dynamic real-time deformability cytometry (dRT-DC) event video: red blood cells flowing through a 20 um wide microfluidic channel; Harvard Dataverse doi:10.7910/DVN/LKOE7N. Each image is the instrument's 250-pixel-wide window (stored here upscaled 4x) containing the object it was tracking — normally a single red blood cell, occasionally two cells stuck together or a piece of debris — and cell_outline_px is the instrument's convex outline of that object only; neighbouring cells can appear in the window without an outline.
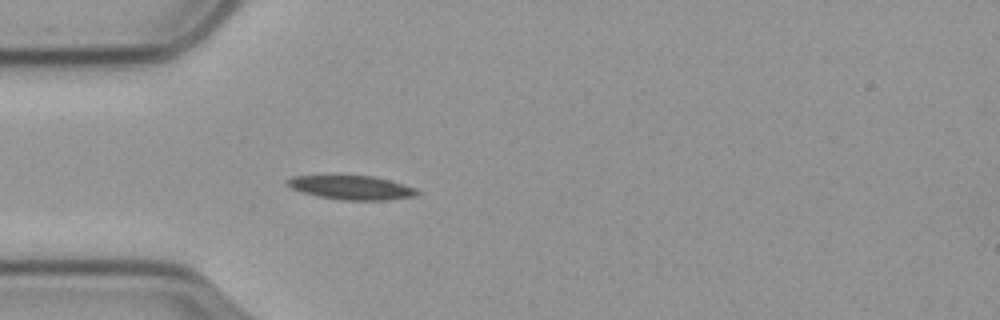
{"species": "common noctule bat (a hibernating species)", "species_latin": "Nyctalus noctula", "temperature_condition": "cold", "stored_images_in_passage": 42, "camera_frame_rate_fps": 3000, "um_per_image_px": 0.085, "animal": {"sex": "male", "body_mass_g": 23.1, "forearm_length_mm": 52.7}, "frame": {"image": 1, "passage_image": 1, "time_ms": 0.0, "image_size_px": [1000, 320], "cell_outline_px": [[420, 192], [416, 196], [388, 200], [340, 200], [316, 196], [300, 192], [284, 184], [284, 180], [292, 176], [372, 176], [388, 180], [416, 188]], "centroid_in_image_um": [29.83, 15.95], "position_along_channel_um": 55.2, "area_um2": 18.21}}
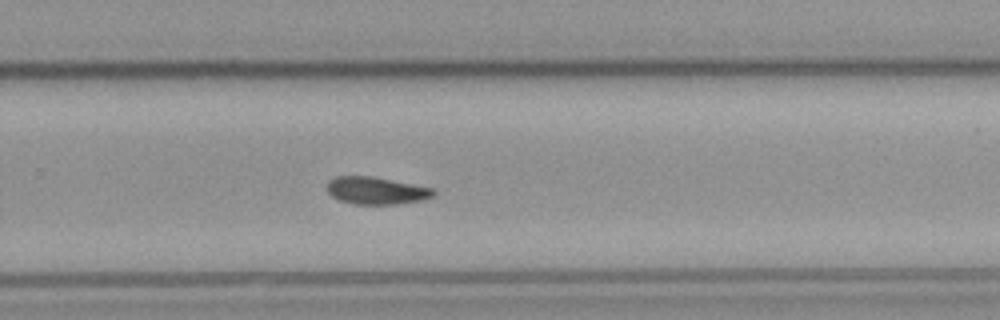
{"frame": {"image": 2, "passage_image": 22, "time_ms": 7.0, "image_size_px": [1000, 320], "cell_outline_px": [[436, 192], [432, 196], [424, 200], [396, 204], [352, 204], [340, 200], [332, 196], [328, 192], [328, 180], [332, 176], [372, 176], [432, 188]], "centroid_in_image_um": [31.95, 16.2], "position_along_channel_um": 297.8, "area_um2": 16.94}}
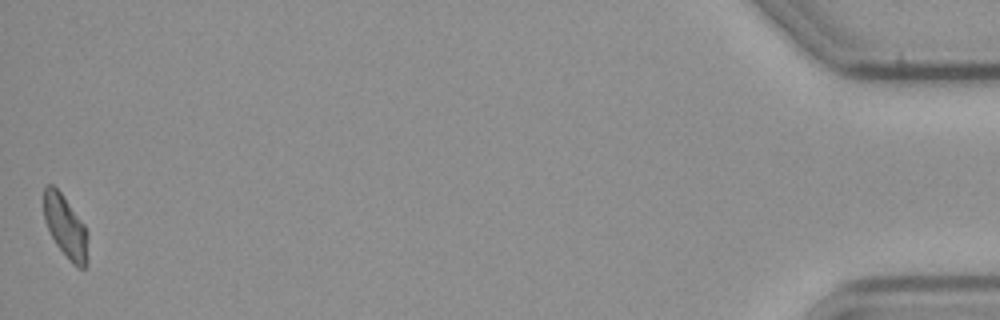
{"frame": {"image": 3, "passage_image": 42, "time_ms": 13.667, "image_size_px": [1000, 320], "cell_outline_px": [[88, 264], [84, 268], [80, 268], [72, 264], [56, 244], [44, 220], [44, 188], [48, 184], [52, 184], [60, 192], [84, 224], [88, 232]], "centroid_in_image_um": [5.6, 19.31], "position_along_channel_um": 429.6, "area_um2": 16.07}}